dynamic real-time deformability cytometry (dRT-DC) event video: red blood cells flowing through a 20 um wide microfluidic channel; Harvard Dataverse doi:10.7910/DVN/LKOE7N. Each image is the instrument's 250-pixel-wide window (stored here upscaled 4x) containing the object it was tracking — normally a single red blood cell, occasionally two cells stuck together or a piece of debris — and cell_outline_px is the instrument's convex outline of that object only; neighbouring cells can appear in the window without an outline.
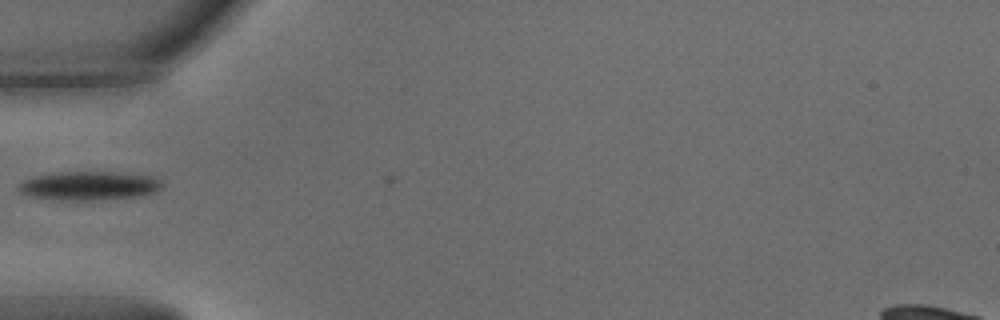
{"species": "common noctule bat (a hibernating species)", "species_latin": "Nyctalus noctula", "temperature_condition": "warm", "stored_images_in_passage": 27, "camera_frame_rate_fps": 3000, "um_per_image_px": 0.085, "animal": {"sex": "male", "body_mass_g": 15.6}, "frame": {"image": 1, "passage_image": 1, "time_ms": 0.0, "image_size_px": [1000, 320], "cell_outline_px": [[164, 184], [156, 192], [140, 196], [88, 200], [52, 200], [28, 196], [20, 192], [20, 184], [24, 180], [36, 176], [56, 172], [116, 172], [152, 176], [160, 180]], "centroid_in_image_um": [7.58, 15.79], "position_along_channel_um": 77.4, "area_um2": 24.04}}
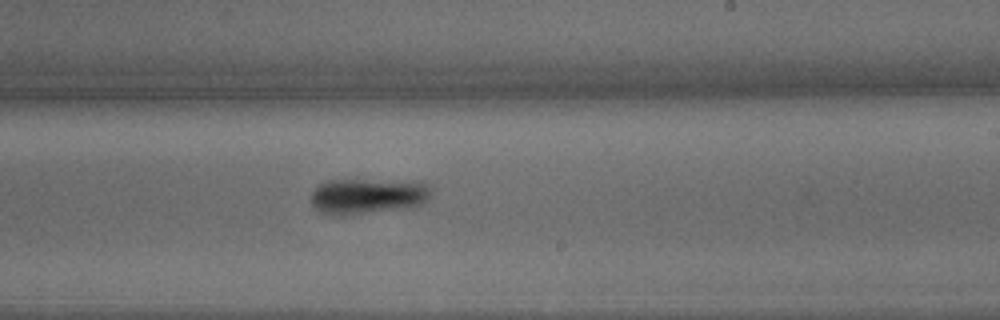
{"frame": {"image": 2, "passage_image": 15, "time_ms": 4.667, "image_size_px": [1000, 320], "cell_outline_px": [[432, 192], [428, 200], [424, 204], [408, 208], [360, 212], [320, 212], [312, 204], [312, 192], [320, 184], [328, 180], [424, 180], [432, 188]], "centroid_in_image_um": [31.43, 16.59], "position_along_channel_um": 257.6, "area_um2": 24.57}}
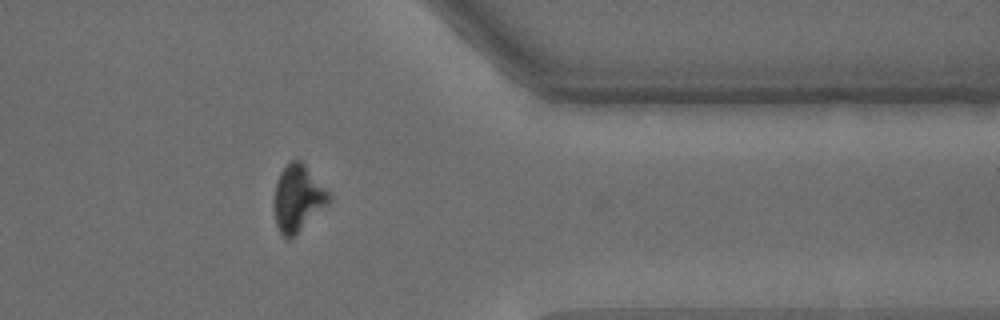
{"frame": {"image": 3, "passage_image": 26, "time_ms": 8.333, "image_size_px": [1000, 320], "cell_outline_px": [[332, 200], [328, 204], [288, 240], [280, 232], [276, 224], [272, 204], [276, 180], [280, 172], [292, 160], [300, 160], [304, 164], [332, 196]], "centroid_in_image_um": [25.28, 16.84], "position_along_channel_um": 386.1, "area_um2": 21.04}}